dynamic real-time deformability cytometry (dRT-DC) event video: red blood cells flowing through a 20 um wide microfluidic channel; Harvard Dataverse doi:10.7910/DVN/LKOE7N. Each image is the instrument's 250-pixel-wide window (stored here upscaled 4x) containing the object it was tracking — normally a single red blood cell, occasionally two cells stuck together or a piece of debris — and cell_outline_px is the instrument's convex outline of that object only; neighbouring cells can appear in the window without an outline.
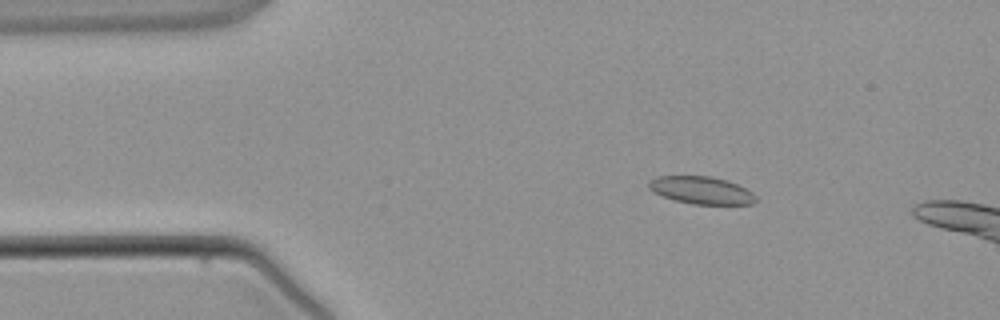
{"species": "common noctule bat (a hibernating species)", "species_latin": "Nyctalus noctula", "temperature_condition": "warm", "stored_images_in_passage": 4, "camera_frame_rate_fps": 3000, "um_per_image_px": 0.085, "animal": {"sex": "male", "body_mass_g": 21.5, "forearm_length_mm": 52.0}, "frame": {"image": 1, "passage_image": 2, "time_ms": 1.333, "image_size_px": [1000, 320], "cell_outline_px": [[756, 200], [752, 204], [692, 204], [676, 200], [664, 196], [648, 188], [648, 184], [656, 176], [712, 176], [728, 180], [752, 192], [756, 196]], "centroid_in_image_um": [59.64, 16.16], "position_along_channel_um": 25.4, "area_um2": 16.94}}